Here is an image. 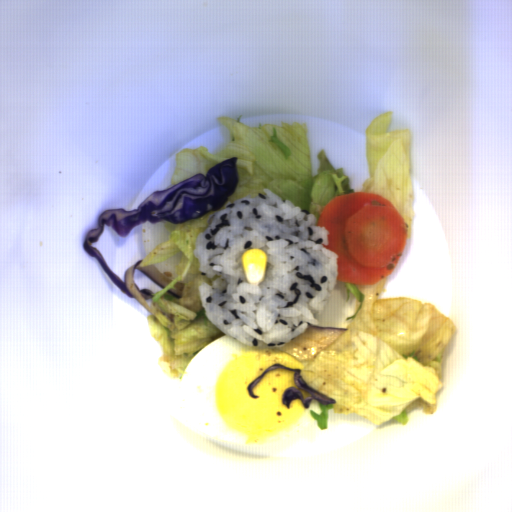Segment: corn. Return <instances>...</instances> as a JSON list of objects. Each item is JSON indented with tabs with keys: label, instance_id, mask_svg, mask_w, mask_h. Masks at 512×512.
Wrapping results in <instances>:
<instances>
[{
	"label": "corn",
	"instance_id": "obj_1",
	"mask_svg": "<svg viewBox=\"0 0 512 512\" xmlns=\"http://www.w3.org/2000/svg\"><path fill=\"white\" fill-rule=\"evenodd\" d=\"M267 263L268 254L262 248L252 247L244 252L241 264L246 282L256 286L261 285L266 279Z\"/></svg>",
	"mask_w": 512,
	"mask_h": 512
}]
</instances>
